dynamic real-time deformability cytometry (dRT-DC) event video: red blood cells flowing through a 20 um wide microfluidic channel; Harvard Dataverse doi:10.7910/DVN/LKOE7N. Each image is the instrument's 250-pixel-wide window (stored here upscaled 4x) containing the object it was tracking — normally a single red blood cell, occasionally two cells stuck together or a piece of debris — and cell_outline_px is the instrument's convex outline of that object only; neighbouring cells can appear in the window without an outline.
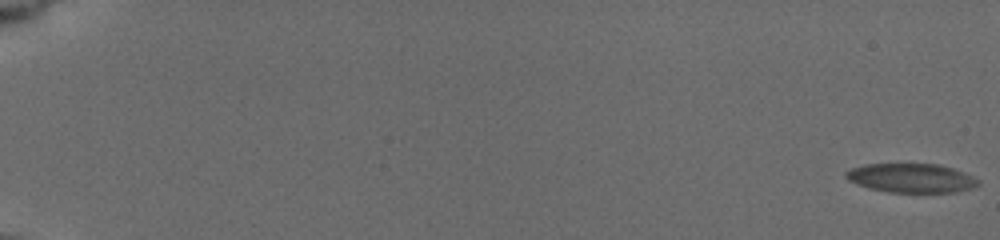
{"species": "common noctule bat (a hibernating species)", "species_latin": "Nyctalus noctula", "temperature_condition": "cold", "stored_images_in_passage": 70, "camera_frame_rate_fps": 3000, "um_per_image_px": 0.085, "animal": {"sex": "female", "body_mass_g": 19.5, "forearm_length_mm": 54.1}, "frame": {"image": 1, "passage_image": 1, "time_ms": 0.0, "image_size_px": [1000, 240], "cell_outline_px": [[980, 184], [968, 188], [952, 192], [892, 192], [872, 188], [848, 180], [844, 176], [844, 172], [852, 168], [868, 164], [940, 164], [952, 168], [980, 180]], "centroid_in_image_um": [77.45, 15.12], "position_along_channel_um": 7.6, "area_um2": 21.91}}
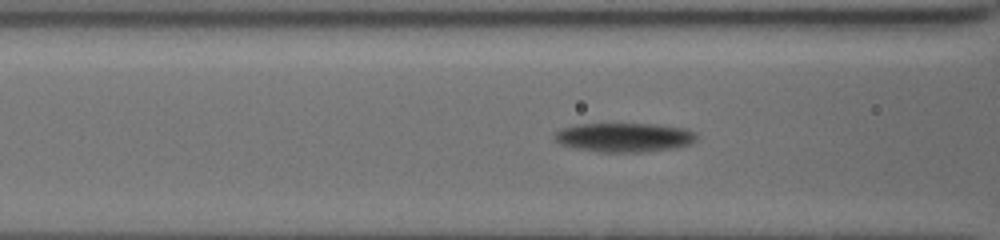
{"frame": {"image": 2, "passage_image": 46, "time_ms": 8.667, "image_size_px": [1000, 240], "cell_outline_px": [[696, 140], [692, 144], [668, 148], [640, 152], [604, 152], [580, 148], [560, 144], [556, 140], [556, 132], [564, 128], [576, 124], [656, 124], [684, 128], [692, 132], [696, 136]], "centroid_in_image_um": [53.08, 11.66], "position_along_channel_um": 113.5, "area_um2": 23.52}}
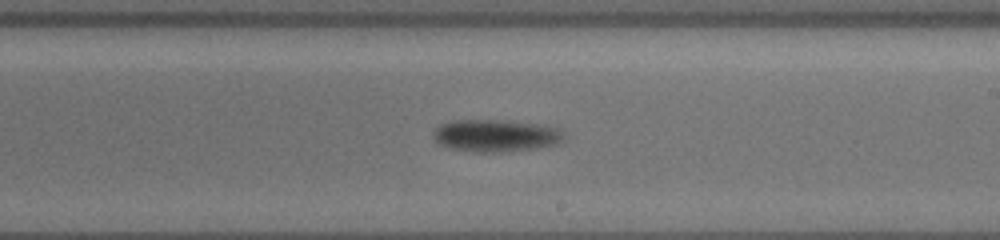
{"frame": {"image": 3, "passage_image": 69, "time_ms": 12.333, "image_size_px": [1000, 240], "cell_outline_px": [[564, 136], [556, 144], [532, 148], [496, 152], [476, 152], [456, 148], [440, 144], [432, 136], [436, 128], [444, 124], [460, 120], [504, 120], [532, 124], [556, 128]], "centroid_in_image_um": [42.1, 11.52], "position_along_channel_um": 246.9, "area_um2": 23.52}}